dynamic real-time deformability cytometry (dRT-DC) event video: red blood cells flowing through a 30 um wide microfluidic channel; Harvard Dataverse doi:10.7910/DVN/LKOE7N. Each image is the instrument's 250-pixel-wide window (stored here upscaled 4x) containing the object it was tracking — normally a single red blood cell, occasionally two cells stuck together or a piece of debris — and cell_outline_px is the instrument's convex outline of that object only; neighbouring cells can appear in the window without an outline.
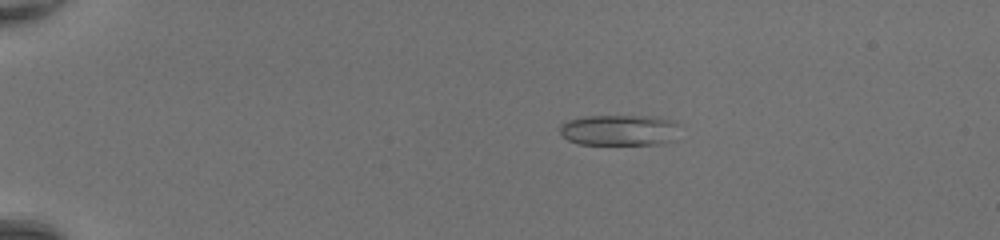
{"species": "common noctule bat (a hibernating species)", "species_latin": "Nyctalus noctula", "temperature_condition": "room temperature", "stored_images_in_passage": 39, "camera_frame_rate_fps": 3000, "um_per_image_px": 0.085, "animal": {"sex": "female", "body_mass_g": 20.0, "forearm_length_mm": 54.0}, "frame": {"image": 1, "passage_image": 1, "time_ms": 0.0, "image_size_px": [1000, 240], "cell_outline_px": [[676, 140], [660, 144], [580, 144], [568, 140], [560, 132], [560, 124], [568, 120], [584, 116], [660, 116], [676, 120]], "centroid_in_image_um": [52.68, 11.05], "position_along_channel_um": 32.3, "area_um2": 21.79}}
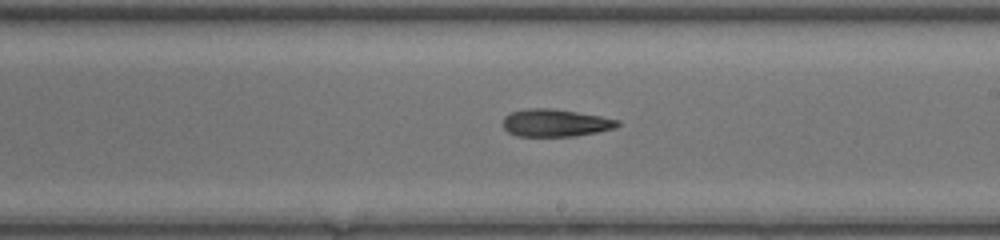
{"frame": {"image": 2, "passage_image": 21, "time_ms": 6.667, "image_size_px": [1000, 240], "cell_outline_px": [[620, 124], [616, 128], [576, 136], [516, 136], [508, 132], [504, 128], [504, 116], [508, 112], [528, 108], [552, 108], [600, 116], [620, 120]], "centroid_in_image_um": [47.19, 10.44], "position_along_channel_um": 241.8, "area_um2": 18.44}}
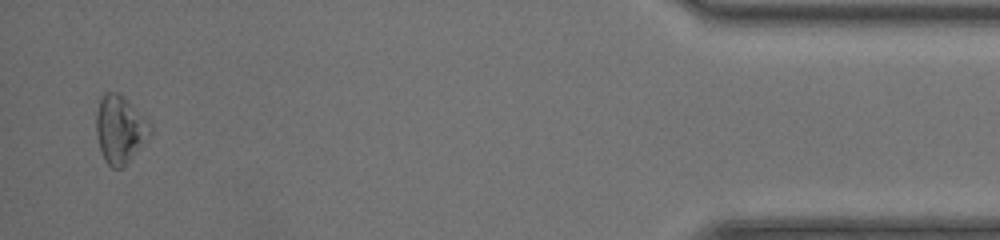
{"frame": {"image": 3, "passage_image": 38, "time_ms": 12.333, "image_size_px": [1000, 240], "cell_outline_px": [[152, 132], [132, 156], [120, 168], [112, 168], [104, 160], [100, 148], [96, 132], [96, 112], [100, 100], [104, 92], [120, 92], [152, 124]], "centroid_in_image_um": [10.19, 10.94], "position_along_channel_um": 425.0, "area_um2": 21.1}, "authors_computed_cell_mechanics": {"area_um2": 18.9006, "velocity_mm_per_s": 4.4239, "shape_relaxation_time_tau1_ms": null, "shape_relaxation_time_tau2_ms": 3.1772, "deformation_change_tau1": null, "deformation_change_tau2": 0.1194}}